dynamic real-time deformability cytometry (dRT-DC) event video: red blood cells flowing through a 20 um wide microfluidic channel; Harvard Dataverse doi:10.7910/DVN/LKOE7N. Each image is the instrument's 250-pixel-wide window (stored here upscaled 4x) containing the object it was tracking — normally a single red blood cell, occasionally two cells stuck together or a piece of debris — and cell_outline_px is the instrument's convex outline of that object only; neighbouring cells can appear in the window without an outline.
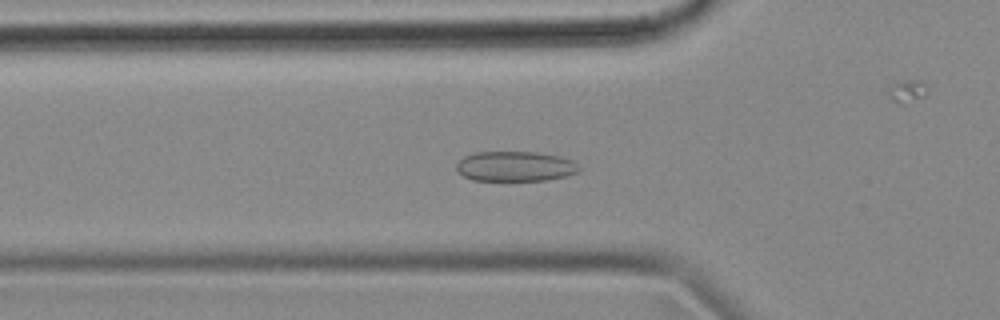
{"species": "common noctule bat (a hibernating species)", "species_latin": "Nyctalus noctula", "temperature_condition": "cold", "stored_images_in_passage": 50, "camera_frame_rate_fps": 3000, "um_per_image_px": 0.085, "animal": {"sex": "female", "body_mass_g": 18.4}, "frame": {"image": 1, "passage_image": 12, "time_ms": 3.667, "image_size_px": [1000, 320], "cell_outline_px": [[580, 172], [568, 176], [548, 180], [472, 180], [456, 172], [456, 164], [464, 156], [476, 152], [536, 152], [560, 156], [572, 160], [580, 168]], "centroid_in_image_um": [43.8, 14.14], "position_along_channel_um": 82.0, "area_um2": 21.62}}
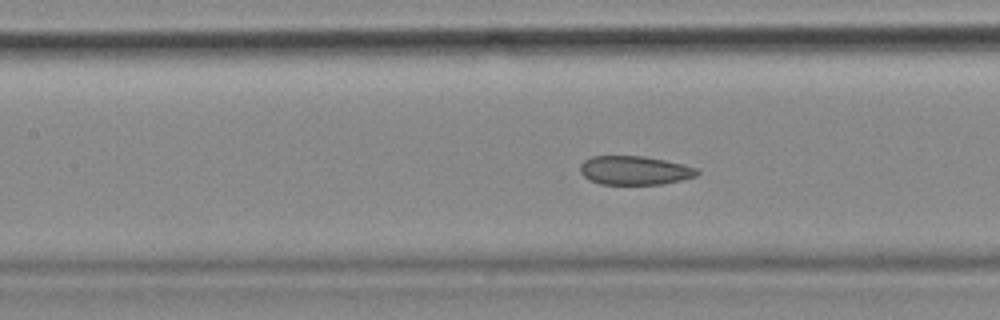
{"frame": {"image": 2, "passage_image": 18, "time_ms": 5.667, "image_size_px": [1000, 320], "cell_outline_px": [[700, 172], [696, 176], [680, 180], [660, 184], [600, 184], [588, 180], [580, 172], [580, 164], [584, 160], [592, 156], [644, 156], [684, 164], [696, 168]], "centroid_in_image_um": [53.91, 14.48], "position_along_channel_um": 153.5, "area_um2": 19.65}}
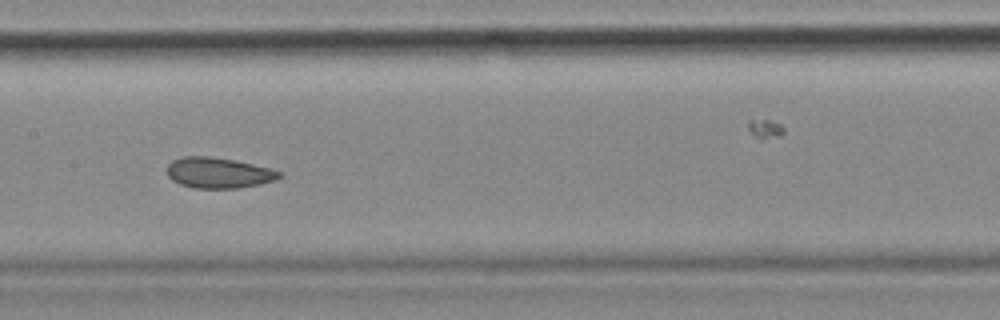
{"frame": {"image": 3, "passage_image": 21, "time_ms": 6.667, "image_size_px": [1000, 320], "cell_outline_px": [[284, 172], [276, 180], [260, 184], [236, 188], [192, 188], [180, 184], [172, 180], [168, 176], [168, 164], [172, 160], [184, 156], [208, 156], [236, 160], [272, 168]], "centroid_in_image_um": [18.6, 14.68], "position_along_channel_um": 188.8, "area_um2": 20.23}, "authors_computed_cell_mechanics": {"area_um2": 20.7791, "velocity_mm_per_s": 3.5519, "shape_relaxation_time_tau1_ms": null, "shape_relaxation_time_tau2_ms": 1.5137, "deformation_change_tau1": null, "deformation_change_tau2": 0.0625}}